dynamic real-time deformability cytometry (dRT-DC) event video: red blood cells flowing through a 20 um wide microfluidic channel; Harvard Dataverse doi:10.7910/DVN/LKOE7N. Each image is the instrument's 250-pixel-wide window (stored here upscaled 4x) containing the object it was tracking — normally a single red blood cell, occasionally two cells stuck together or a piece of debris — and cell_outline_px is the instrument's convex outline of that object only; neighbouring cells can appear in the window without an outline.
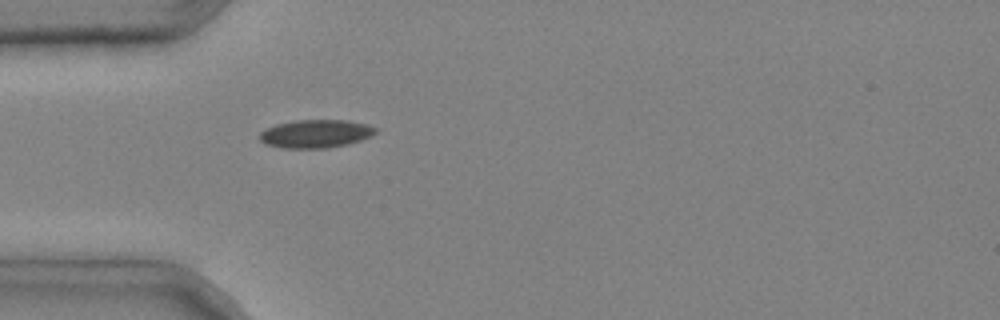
{"species": "common noctule bat (a hibernating species)", "species_latin": "Nyctalus noctula", "temperature_condition": "cold", "stored_images_in_passage": 2, "camera_frame_rate_fps": 3000, "um_per_image_px": 0.085, "animal": {"sex": "male", "body_mass_g": 20.4}, "frame": {"image": 1, "passage_image": 2, "time_ms": 0.333, "image_size_px": [1000, 320], "cell_outline_px": [[376, 132], [372, 136], [348, 144], [328, 148], [280, 148], [264, 144], [260, 140], [260, 132], [276, 124], [296, 120], [348, 120], [368, 124], [376, 128]], "centroid_in_image_um": [26.84, 11.37], "position_along_channel_um": 58.2, "area_um2": 19.13}}